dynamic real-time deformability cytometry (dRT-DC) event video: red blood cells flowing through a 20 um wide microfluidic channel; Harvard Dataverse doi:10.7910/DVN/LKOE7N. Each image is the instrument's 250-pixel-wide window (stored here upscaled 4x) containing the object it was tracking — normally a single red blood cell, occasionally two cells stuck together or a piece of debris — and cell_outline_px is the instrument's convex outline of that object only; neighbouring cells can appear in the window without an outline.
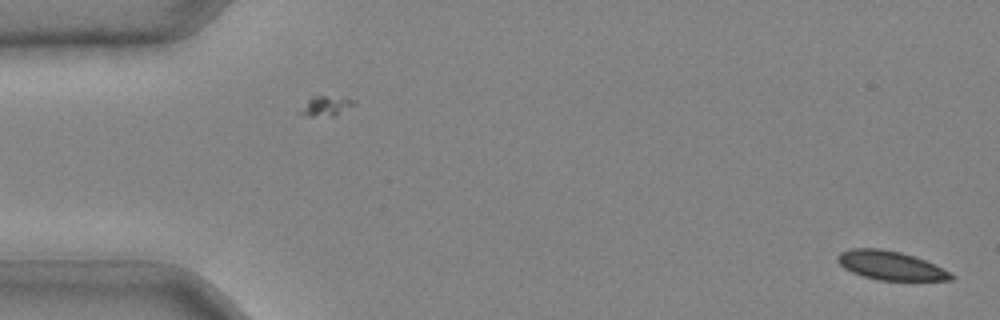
{"species": "common noctule bat (a hibernating species)", "species_latin": "Nyctalus noctula", "temperature_condition": "cold", "stored_images_in_passage": 42, "camera_frame_rate_fps": 3000, "um_per_image_px": 0.085, "animal": {"sex": "male", "body_mass_g": 20.4}, "frame": {"image": 1, "passage_image": 1, "time_ms": 0.0, "image_size_px": [1000, 320], "cell_outline_px": [[956, 276], [952, 280], [880, 280], [864, 276], [852, 272], [844, 268], [836, 260], [836, 256], [840, 252], [852, 248], [880, 248], [900, 252], [924, 260], [952, 272]], "centroid_in_image_um": [75.69, 22.56], "position_along_channel_um": 9.3, "area_um2": 19.02}}
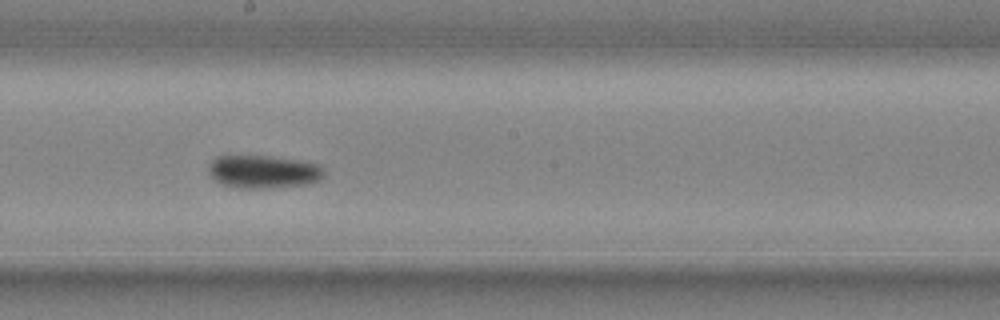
{"frame": {"image": 2, "passage_image": 24, "time_ms": 7.667, "image_size_px": [1000, 320], "cell_outline_px": [[324, 176], [320, 180], [308, 184], [268, 188], [240, 188], [220, 184], [208, 172], [208, 168], [212, 160], [216, 156], [272, 156], [300, 160], [320, 164], [324, 172]], "centroid_in_image_um": [22.41, 14.59], "position_along_channel_um": 225.8, "area_um2": 22.37}}
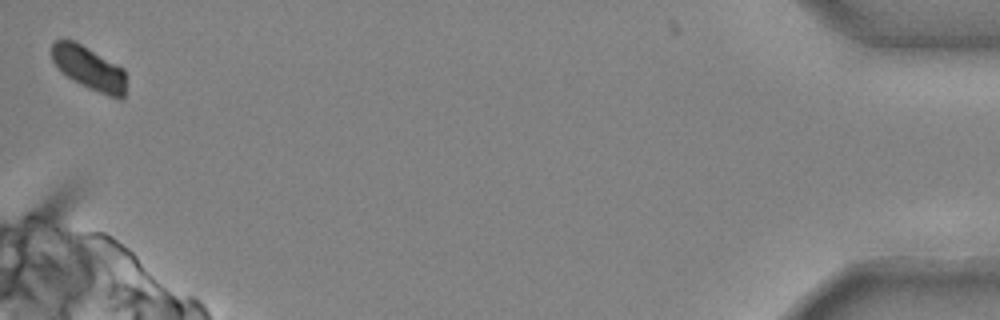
{"frame": {"image": 3, "passage_image": 42, "time_ms": 13.667, "image_size_px": [1000, 320], "cell_outline_px": [[124, 96], [120, 100], [108, 96], [88, 88], [72, 80], [60, 72], [56, 68], [52, 60], [52, 44], [56, 40], [72, 40], [80, 44], [124, 68]], "centroid_in_image_um": [7.54, 5.81], "position_along_channel_um": 427.7, "area_um2": 18.73}}